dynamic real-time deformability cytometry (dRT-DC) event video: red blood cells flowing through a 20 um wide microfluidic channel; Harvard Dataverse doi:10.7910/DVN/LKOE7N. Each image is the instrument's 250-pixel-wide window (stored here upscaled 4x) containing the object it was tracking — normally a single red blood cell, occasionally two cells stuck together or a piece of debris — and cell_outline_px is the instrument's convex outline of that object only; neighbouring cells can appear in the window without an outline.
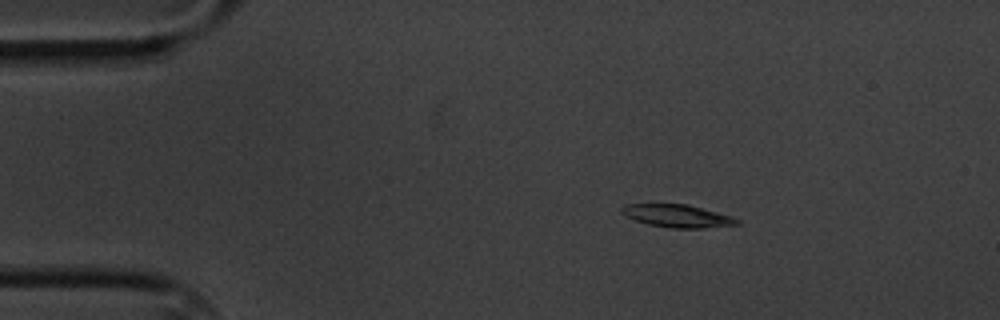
{"species": "common noctule bat (a hibernating species)", "species_latin": "Nyctalus noctula", "temperature_condition": "cold", "stored_images_in_passage": 4, "camera_frame_rate_fps": 3000, "um_per_image_px": 0.085, "animal": {"sex": "male", "body_mass_g": 20.1, "forearm_length_mm": 53.5}, "frame": {"image": 1, "passage_image": 2, "time_ms": 1.0, "image_size_px": [1000, 320], "cell_outline_px": [[740, 224], [704, 228], [668, 228], [648, 224], [624, 216], [620, 212], [620, 208], [624, 204], [688, 204], [732, 216], [740, 220]], "centroid_in_image_um": [57.56, 18.35], "position_along_channel_um": 27.4, "area_um2": 15.43}}
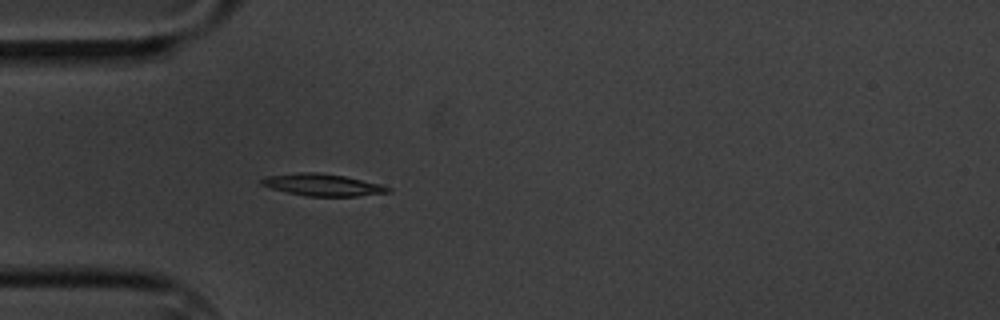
{"frame": {"image": 2, "passage_image": 4, "time_ms": 3.333, "image_size_px": [1000, 320], "cell_outline_px": [[392, 192], [356, 196], [308, 196], [288, 192], [272, 188], [260, 184], [260, 180], [264, 176], [300, 172], [316, 172], [344, 176], [380, 184], [392, 188]], "centroid_in_image_um": [27.42, 15.71], "position_along_channel_um": 57.6, "area_um2": 16.13}}